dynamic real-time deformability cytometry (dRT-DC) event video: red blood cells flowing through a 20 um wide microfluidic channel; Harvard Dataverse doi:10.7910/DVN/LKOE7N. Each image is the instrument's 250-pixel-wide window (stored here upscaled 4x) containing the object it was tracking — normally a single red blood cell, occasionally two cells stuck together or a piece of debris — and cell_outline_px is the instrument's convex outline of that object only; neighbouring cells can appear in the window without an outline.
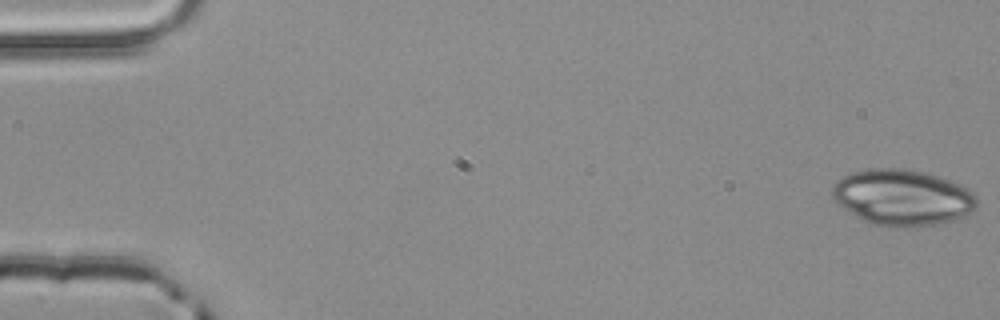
{"species": "common noctule bat (a hibernating species)", "species_latin": "Nyctalus noctula", "temperature_condition": "room temperature", "stored_images_in_passage": 50, "camera_frame_rate_fps": 3000, "um_per_image_px": 0.085, "animal": {"sex": "male", "body_mass_g": 20.4}, "frame": {"image": 1, "passage_image": 1, "time_ms": 0.0, "image_size_px": [1000, 320], "cell_outline_px": [[976, 204], [972, 212], [964, 216], [932, 224], [896, 228], [888, 228], [872, 224], [856, 216], [844, 208], [832, 196], [832, 184], [836, 180], [852, 172], [868, 168], [900, 168], [924, 172], [940, 176], [960, 184], [968, 188], [976, 196]], "centroid_in_image_um": [76.69, 16.77], "position_along_channel_um": 8.3, "area_um2": 47.11}}
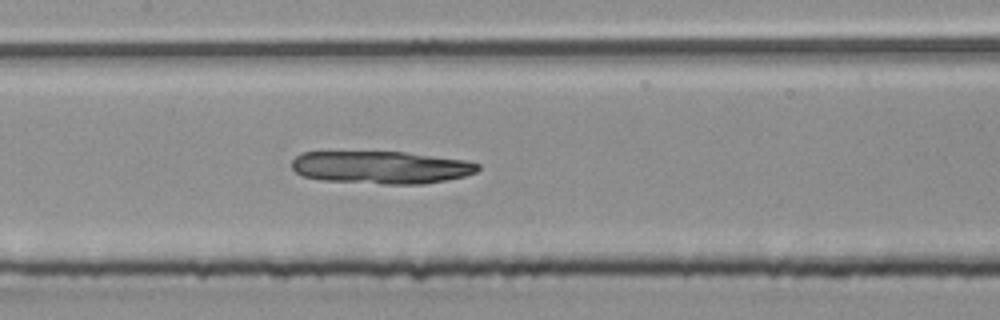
{"frame": {"image": 2, "passage_image": 26, "time_ms": 8.333, "image_size_px": [1000, 320], "cell_outline_px": [[480, 168], [476, 172], [464, 176], [424, 184], [384, 184], [324, 180], [304, 176], [296, 172], [292, 168], [292, 160], [300, 152], [404, 152], [464, 160], [480, 164]], "centroid_in_image_um": [32.38, 14.22], "position_along_channel_um": 175.0, "area_um2": 35.2}}
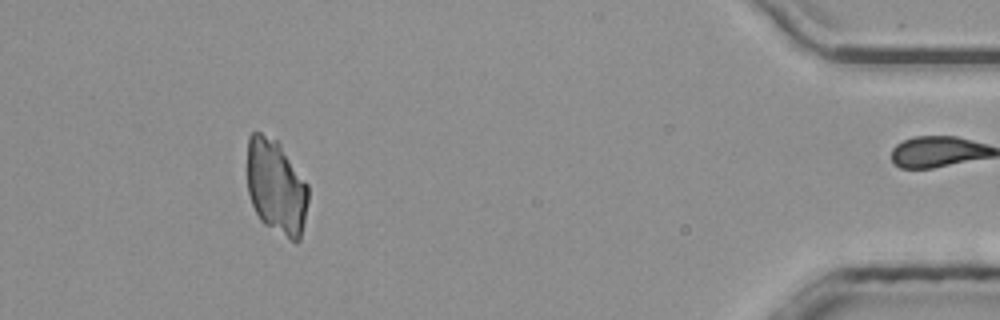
{"frame": {"image": 3, "passage_image": 49, "time_ms": 16.0, "image_size_px": [1000, 320], "cell_outline_px": [[308, 200], [300, 240], [296, 244], [264, 224], [260, 220], [252, 204], [248, 192], [248, 136], [252, 132], [260, 132], [276, 140], [280, 144], [308, 184]], "centroid_in_image_um": [23.48, 15.9], "position_along_channel_um": 411.7, "area_um2": 33.7}}